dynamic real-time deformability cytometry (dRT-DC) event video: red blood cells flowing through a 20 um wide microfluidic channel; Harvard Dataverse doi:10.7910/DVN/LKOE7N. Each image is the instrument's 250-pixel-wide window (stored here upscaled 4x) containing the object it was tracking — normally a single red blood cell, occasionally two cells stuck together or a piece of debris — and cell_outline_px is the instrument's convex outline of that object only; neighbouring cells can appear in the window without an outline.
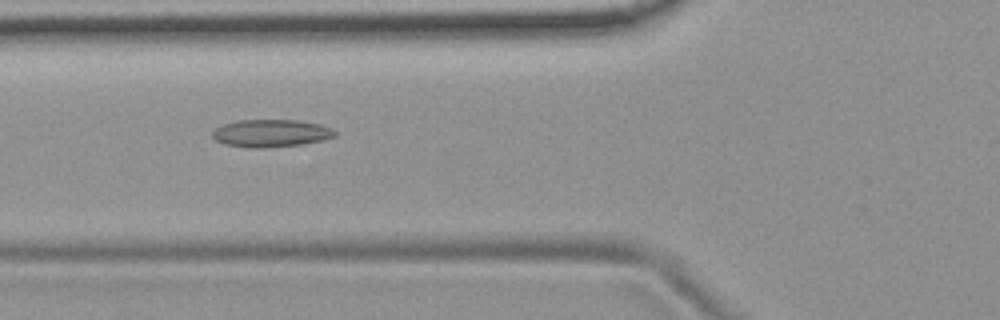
{"species": "common noctule bat (a hibernating species)", "species_latin": "Nyctalus noctula", "temperature_condition": "room temperature", "stored_images_in_passage": 54, "camera_frame_rate_fps": 3000, "um_per_image_px": 0.085, "animal": {"sex": "female", "body_mass_g": 19.9}, "frame": {"image": 1, "passage_image": 20, "time_ms": 6.333, "image_size_px": [1000, 320], "cell_outline_px": [[336, 136], [324, 140], [300, 144], [264, 148], [248, 148], [224, 144], [216, 140], [212, 136], [212, 132], [216, 128], [224, 124], [236, 120], [296, 120], [320, 124], [332, 128], [336, 132]], "centroid_in_image_um": [23.03, 11.32], "position_along_channel_um": 102.8, "area_um2": 19.71}}
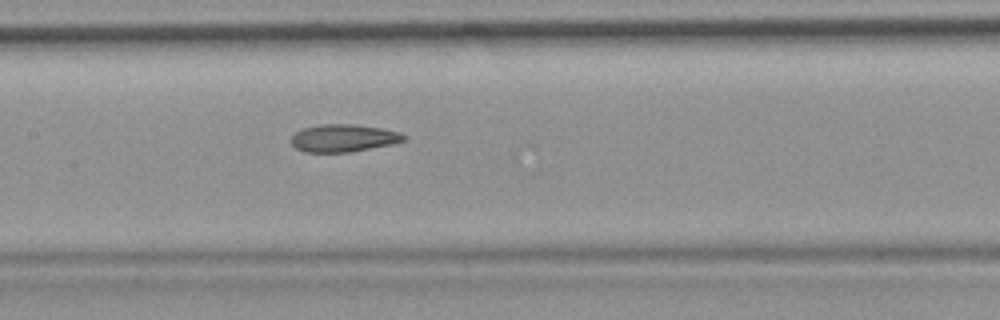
{"frame": {"image": 2, "passage_image": 26, "time_ms": 8.333, "image_size_px": [1000, 320], "cell_outline_px": [[408, 140], [392, 144], [348, 152], [304, 152], [296, 148], [292, 144], [292, 136], [296, 132], [304, 128], [320, 124], [352, 124], [384, 128], [400, 132], [408, 136]], "centroid_in_image_um": [29.25, 11.73], "position_along_channel_um": 178.1, "area_um2": 18.15}}
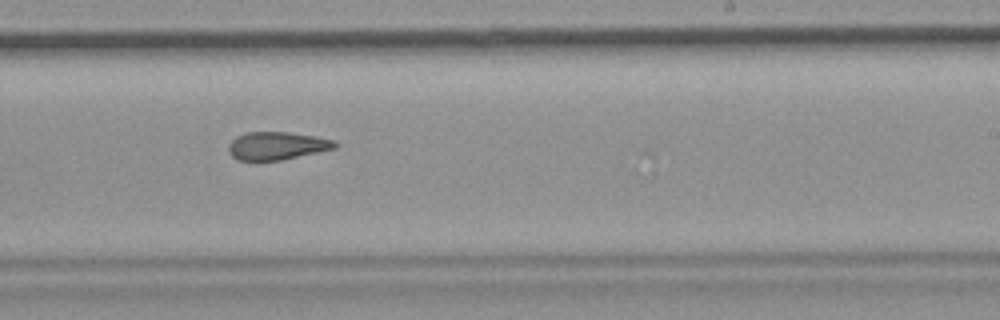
{"frame": {"image": 3, "passage_image": 33, "time_ms": 10.667, "image_size_px": [1000, 320], "cell_outline_px": [[340, 144], [336, 148], [284, 160], [236, 160], [228, 152], [228, 144], [236, 136], [248, 132], [288, 132], [316, 136], [336, 140]], "centroid_in_image_um": [23.57, 12.39], "position_along_channel_um": 265.4, "area_um2": 17.57}, "authors_computed_cell_mechanics": {"area_um2": 18.9295, "velocity_mm_per_s": 3.7732, "shape_relaxation_time_tau1_ms": null, "shape_relaxation_time_tau2_ms": 4.1325, "deformation_change_tau1": null, "deformation_change_tau2": 0.1319}}